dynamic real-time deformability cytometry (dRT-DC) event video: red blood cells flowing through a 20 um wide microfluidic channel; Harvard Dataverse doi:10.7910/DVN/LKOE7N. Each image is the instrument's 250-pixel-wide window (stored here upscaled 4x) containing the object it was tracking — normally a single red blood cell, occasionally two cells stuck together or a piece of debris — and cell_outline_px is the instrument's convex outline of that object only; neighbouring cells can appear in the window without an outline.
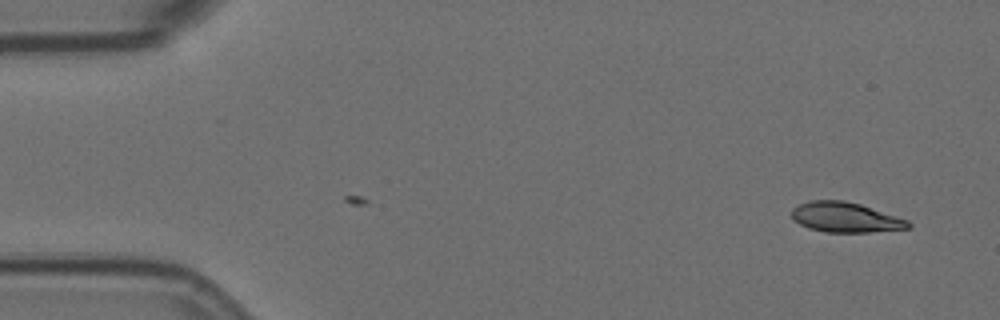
{"species": "Egyptian fruit bat (a non-hibernating species)", "species_latin": "Rousettus aegyptiacus", "temperature_condition": "room temperature", "stored_images_in_passage": 12, "camera_frame_rate_fps": 3000, "um_per_image_px": 0.085, "animal": {"sex": "female"}, "frame": {"image": 1, "passage_image": 12, "time_ms": 3.667, "image_size_px": [1000, 320], "cell_outline_px": [[912, 228], [868, 232], [824, 232], [808, 228], [792, 220], [792, 208], [808, 200], [844, 200], [860, 204], [908, 220], [912, 224]], "centroid_in_image_um": [71.85, 18.47], "position_along_channel_um": 13.2, "area_um2": 20.46}}